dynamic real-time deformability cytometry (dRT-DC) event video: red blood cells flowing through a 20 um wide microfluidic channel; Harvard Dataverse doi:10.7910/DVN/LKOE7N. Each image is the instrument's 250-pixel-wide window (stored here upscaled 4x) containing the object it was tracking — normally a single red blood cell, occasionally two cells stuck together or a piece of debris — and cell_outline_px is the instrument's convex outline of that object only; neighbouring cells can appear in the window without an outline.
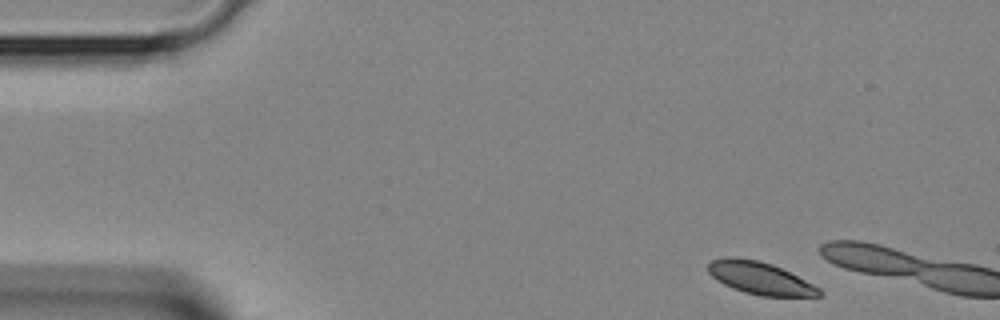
{"species": "Egyptian fruit bat (a non-hibernating species)", "species_latin": "Rousettus aegyptiacus", "temperature_condition": "room temperature", "stored_images_in_passage": 2, "camera_frame_rate_fps": 3000, "um_per_image_px": 0.085, "animal": {"sex": "female"}, "frame": {"image": 1, "passage_image": 1, "time_ms": 0.0, "image_size_px": [1000, 320], "cell_outline_px": [[824, 292], [820, 296], [760, 296], [744, 292], [732, 288], [716, 280], [708, 272], [708, 264], [712, 260], [728, 256], [736, 256], [760, 260], [772, 264], [820, 288]], "centroid_in_image_um": [64.57, 23.63], "position_along_channel_um": 20.4, "area_um2": 20.98}}